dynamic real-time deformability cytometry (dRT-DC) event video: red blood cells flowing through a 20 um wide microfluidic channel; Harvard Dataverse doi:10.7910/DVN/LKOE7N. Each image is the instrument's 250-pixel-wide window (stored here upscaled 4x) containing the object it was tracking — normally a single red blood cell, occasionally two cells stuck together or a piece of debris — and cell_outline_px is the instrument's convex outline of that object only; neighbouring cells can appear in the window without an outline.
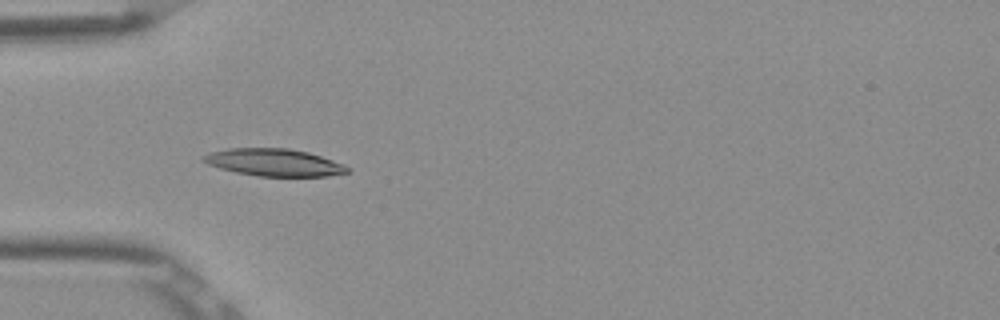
{"species": "Egyptian fruit bat (a non-hibernating species)", "species_latin": "Rousettus aegyptiacus", "temperature_condition": "room temperature", "stored_images_in_passage": 4, "camera_frame_rate_fps": 3000, "um_per_image_px": 0.085, "frame": {"image": 1, "passage_image": 3, "time_ms": 0.667, "image_size_px": [1000, 320], "cell_outline_px": [[352, 168], [348, 172], [328, 176], [260, 176], [236, 172], [220, 168], [208, 164], [200, 160], [200, 156], [208, 152], [228, 148], [288, 148], [308, 152], [344, 164]], "centroid_in_image_um": [23.26, 13.8], "position_along_channel_um": 61.7, "area_um2": 23.0}}
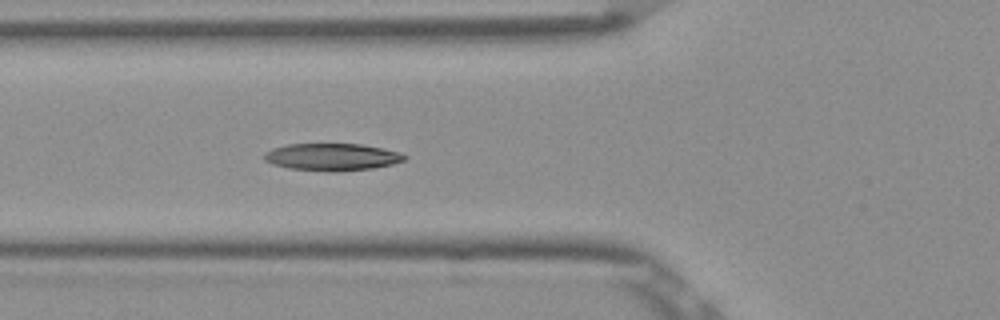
{"frame": {"image": 2, "passage_image": 4, "time_ms": 1.0, "image_size_px": [1000, 320], "cell_outline_px": [[408, 156], [404, 160], [392, 164], [372, 168], [340, 172], [328, 172], [288, 168], [272, 164], [264, 160], [264, 152], [272, 148], [288, 144], [360, 144], [384, 148], [400, 152]], "centroid_in_image_um": [28.21, 13.35], "position_along_channel_um": 97.6, "area_um2": 22.48}}